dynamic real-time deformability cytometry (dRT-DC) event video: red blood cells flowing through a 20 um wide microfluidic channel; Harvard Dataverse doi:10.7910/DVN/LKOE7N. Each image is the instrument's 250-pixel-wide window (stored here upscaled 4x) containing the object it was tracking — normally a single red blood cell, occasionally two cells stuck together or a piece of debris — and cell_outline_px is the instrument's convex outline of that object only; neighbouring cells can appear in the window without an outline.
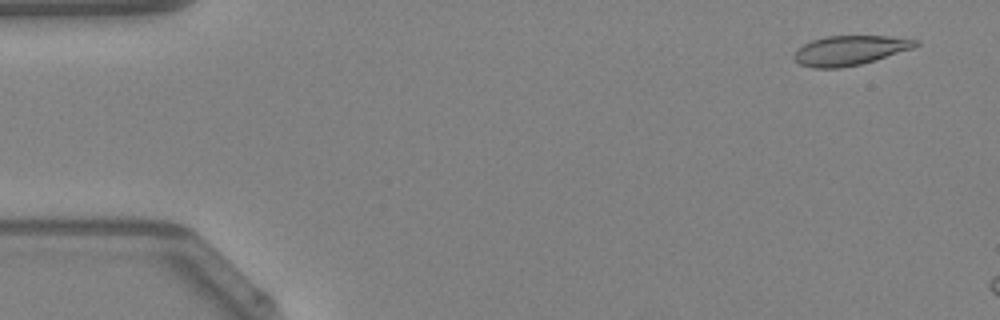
{"species": "Egyptian fruit bat (a non-hibernating species)", "species_latin": "Rousettus aegyptiacus", "temperature_condition": "warm", "stored_images_in_passage": 9, "camera_frame_rate_fps": 3000, "um_per_image_px": 0.085, "animal": {"sex": "female"}, "frame": {"image": 1, "passage_image": 3, "time_ms": 0.667, "image_size_px": [1000, 320], "cell_outline_px": [[920, 44], [912, 48], [876, 60], [860, 64], [840, 68], [812, 68], [800, 64], [792, 56], [804, 44], [812, 40], [828, 36], [888, 36], [920, 40]], "centroid_in_image_um": [72.26, 4.28], "position_along_channel_um": 12.7, "area_um2": 20.81}}